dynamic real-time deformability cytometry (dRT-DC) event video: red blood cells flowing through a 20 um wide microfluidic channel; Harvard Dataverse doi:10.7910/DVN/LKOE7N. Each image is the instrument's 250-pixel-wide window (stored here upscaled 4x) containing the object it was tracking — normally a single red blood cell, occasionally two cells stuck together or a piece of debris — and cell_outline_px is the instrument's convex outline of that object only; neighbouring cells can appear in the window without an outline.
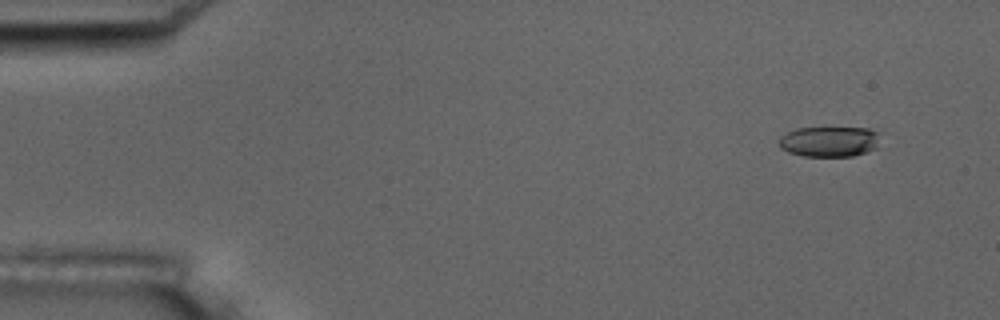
{"species": "common noctule bat (a hibernating species)", "species_latin": "Nyctalus noctula", "temperature_condition": "room temperature", "stored_images_in_passage": 6, "camera_frame_rate_fps": 3000, "um_per_image_px": 0.085, "animal": {"sex": "male", "body_mass_g": 17.5, "forearm_length_mm": 52.3}, "frame": {"image": 1, "passage_image": 2, "time_ms": 1.333, "image_size_px": [1000, 320], "cell_outline_px": [[880, 132], [876, 148], [868, 152], [852, 156], [804, 156], [788, 152], [780, 148], [780, 136], [796, 128], [868, 128]], "centroid_in_image_um": [70.52, 12.03], "position_along_channel_um": 14.5, "area_um2": 17.98}}